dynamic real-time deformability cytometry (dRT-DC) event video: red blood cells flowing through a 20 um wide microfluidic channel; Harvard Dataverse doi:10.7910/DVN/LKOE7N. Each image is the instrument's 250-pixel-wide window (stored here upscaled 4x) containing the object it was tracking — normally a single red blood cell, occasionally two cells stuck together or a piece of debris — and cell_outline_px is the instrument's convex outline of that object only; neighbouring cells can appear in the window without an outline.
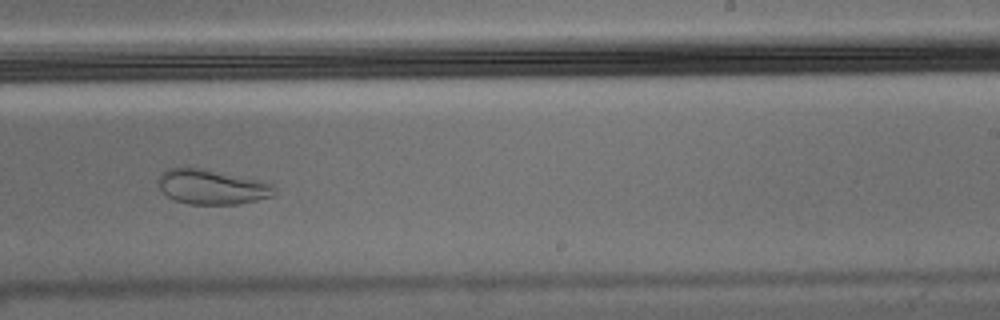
{"species": "Egyptian fruit bat (a non-hibernating species)", "species_latin": "Rousettus aegyptiacus", "temperature_condition": "warm", "stored_images_in_passage": 54, "camera_frame_rate_fps": 3000, "um_per_image_px": 0.085, "animal": {"sex": "male"}, "frame": {"image": 1, "passage_image": 33, "time_ms": 10.667, "image_size_px": [1000, 320], "cell_outline_px": [[276, 192], [272, 196], [256, 200], [236, 204], [188, 204], [176, 200], [168, 196], [160, 188], [160, 176], [168, 168], [200, 168], [260, 180], [272, 184], [276, 188]], "centroid_in_image_um": [18.05, 15.89], "position_along_channel_um": 270.9, "area_um2": 23.12}}
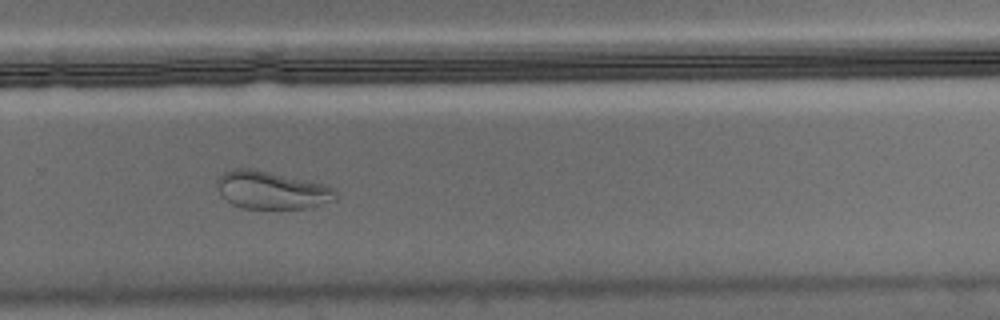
{"frame": {"image": 2, "passage_image": 36, "time_ms": 11.667, "image_size_px": [1000, 320], "cell_outline_px": [[336, 200], [304, 208], [240, 208], [232, 204], [216, 188], [216, 180], [224, 172], [232, 168], [252, 168], [328, 184], [336, 188]], "centroid_in_image_um": [23.1, 16.14], "position_along_channel_um": 306.7, "area_um2": 26.24}}
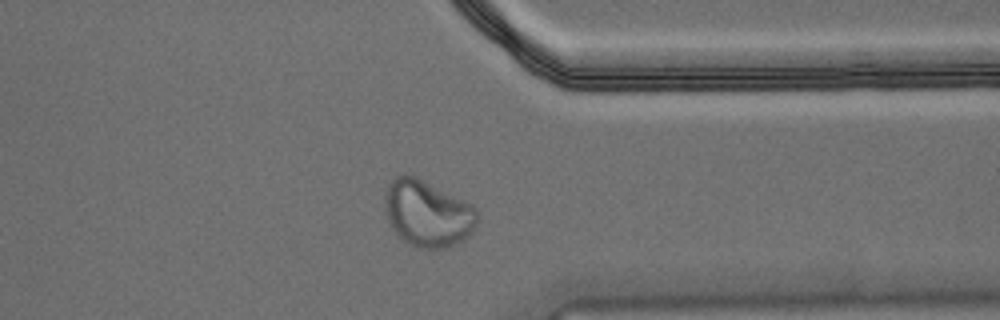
{"frame": {"image": 3, "passage_image": 42, "time_ms": 13.667, "image_size_px": [1000, 320], "cell_outline_px": [[476, 228], [468, 236], [456, 244], [444, 248], [420, 248], [408, 244], [392, 228], [388, 220], [384, 200], [384, 188], [396, 176], [416, 176], [472, 204], [476, 208]], "centroid_in_image_um": [36.33, 18.14], "position_along_channel_um": 375.1, "area_um2": 35.66}, "authors_computed_cell_mechanics": {"area_um2": 27.9752, "velocity_mm_per_s": 3.604, "shape_relaxation_time_tau1_ms": null, "shape_relaxation_time_tau2_ms": 1.2285, "deformation_change_tau1": null, "deformation_change_tau2": 0.0589}}